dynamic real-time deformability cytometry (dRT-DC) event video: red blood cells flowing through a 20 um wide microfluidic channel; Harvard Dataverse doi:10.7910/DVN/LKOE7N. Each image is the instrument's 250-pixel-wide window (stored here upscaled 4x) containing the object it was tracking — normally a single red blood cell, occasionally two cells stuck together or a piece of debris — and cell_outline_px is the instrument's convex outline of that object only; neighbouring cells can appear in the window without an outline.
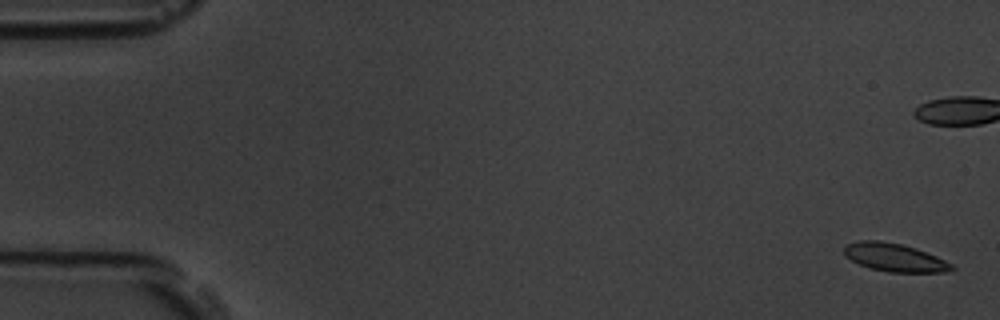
{"species": "common noctule bat (a hibernating species)", "species_latin": "Nyctalus noctula", "temperature_condition": "room temperature", "stored_images_in_passage": 5, "camera_frame_rate_fps": 3000, "um_per_image_px": 0.085, "animal": {"sex": "male", "body_mass_g": 19.5, "forearm_length_mm": 54.6}, "frame": {"image": 1, "passage_image": 1, "time_ms": 0.0, "image_size_px": [1000, 320], "cell_outline_px": [[956, 268], [944, 272], [888, 272], [868, 268], [844, 256], [844, 248], [848, 244], [860, 240], [880, 240], [900, 244], [916, 248], [936, 256], [952, 264]], "centroid_in_image_um": [76.02, 21.89], "position_along_channel_um": 9.0, "area_um2": 17.57}}